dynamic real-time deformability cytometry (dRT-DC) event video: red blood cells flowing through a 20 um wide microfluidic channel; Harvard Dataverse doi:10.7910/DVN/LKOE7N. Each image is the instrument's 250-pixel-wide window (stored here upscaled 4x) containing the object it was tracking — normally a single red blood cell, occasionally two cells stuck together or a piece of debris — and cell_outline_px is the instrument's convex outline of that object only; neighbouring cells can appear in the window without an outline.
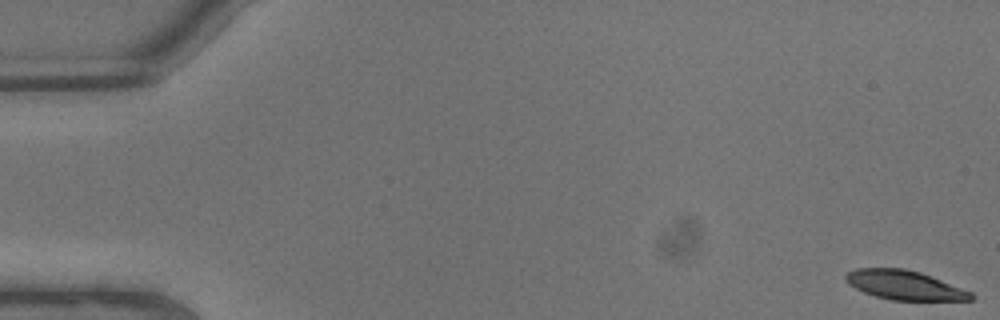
{"species": "common noctule bat (a hibernating species)", "species_latin": "Nyctalus noctula", "temperature_condition": "warm", "stored_images_in_passage": 7, "camera_frame_rate_fps": 3000, "um_per_image_px": 0.085, "animal": {"sex": "male", "body_mass_g": 13.3}, "frame": {"image": 1, "passage_image": 1, "time_ms": 0.0, "image_size_px": [1000, 320], "cell_outline_px": [[976, 296], [972, 300], [892, 300], [876, 296], [864, 292], [848, 284], [844, 280], [844, 276], [848, 272], [856, 268], [904, 268], [920, 272], [972, 292]], "centroid_in_image_um": [76.87, 24.23], "position_along_channel_um": 8.1, "area_um2": 21.27}}
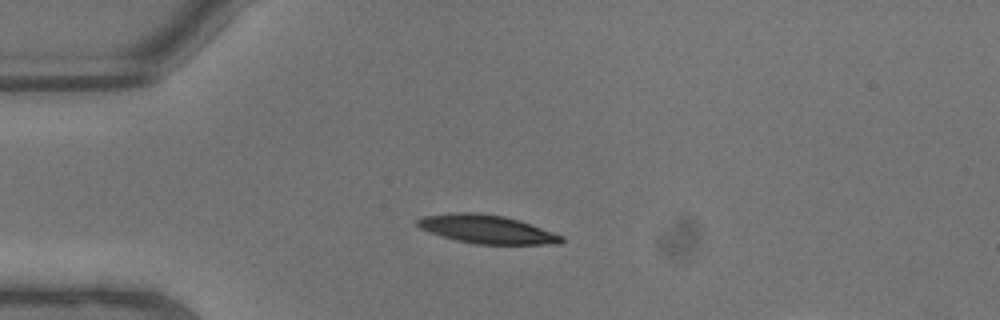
{"frame": {"image": 2, "passage_image": 6, "time_ms": 1.667, "image_size_px": [1000, 320], "cell_outline_px": [[564, 240], [560, 244], [476, 244], [456, 240], [428, 232], [420, 228], [416, 224], [416, 220], [424, 216], [452, 212], [480, 212], [504, 216], [520, 220], [564, 236]], "centroid_in_image_um": [41.38, 19.48], "position_along_channel_um": 43.6, "area_um2": 24.04}}